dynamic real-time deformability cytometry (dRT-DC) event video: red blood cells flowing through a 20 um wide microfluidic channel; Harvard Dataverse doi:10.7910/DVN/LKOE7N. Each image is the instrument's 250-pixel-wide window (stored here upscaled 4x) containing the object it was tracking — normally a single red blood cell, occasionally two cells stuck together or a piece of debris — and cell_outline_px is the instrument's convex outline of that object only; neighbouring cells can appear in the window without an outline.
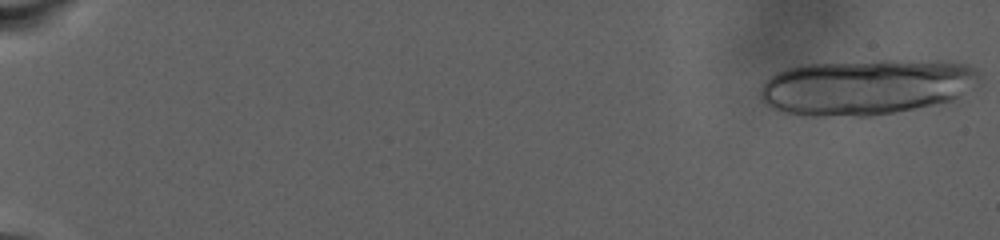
{"species": "human", "species_latin": "Homo sapiens", "temperature_condition": "warm", "stored_images_in_passage": 36, "camera_frame_rate_fps": 3000, "um_per_image_px": 0.085, "donor": {"sex": "male"}, "frame": {"image": 1, "passage_image": 1, "time_ms": 0.0, "image_size_px": [1000, 240], "cell_outline_px": [[984, 76], [980, 84], [952, 100], [916, 108], [872, 116], [804, 116], [784, 112], [772, 108], [764, 104], [760, 96], [760, 88], [772, 76], [788, 68], [804, 64], [880, 60], [944, 60], [968, 64], [976, 68]], "centroid_in_image_um": [73.72, 7.38], "position_along_channel_um": 11.3, "area_um2": 72.02}}